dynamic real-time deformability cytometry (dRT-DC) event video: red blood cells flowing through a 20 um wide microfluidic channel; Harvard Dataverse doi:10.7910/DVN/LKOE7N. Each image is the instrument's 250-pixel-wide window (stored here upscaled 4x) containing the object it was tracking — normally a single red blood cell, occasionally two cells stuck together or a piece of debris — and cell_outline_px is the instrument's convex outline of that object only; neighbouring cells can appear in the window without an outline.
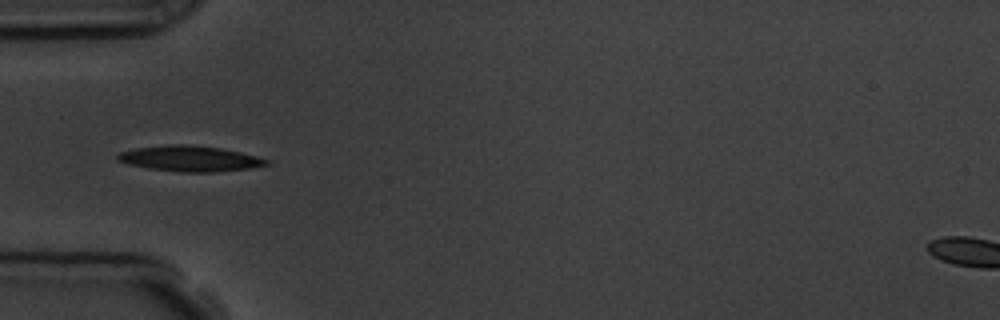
{"species": "common noctule bat (a hibernating species)", "species_latin": "Nyctalus noctula", "temperature_condition": "room temperature", "stored_images_in_passage": 2, "camera_frame_rate_fps": 3000, "um_per_image_px": 0.085, "animal": {"sex": "male", "body_mass_g": 19.5, "forearm_length_mm": 54.6}, "frame": {"image": 1, "passage_image": 1, "time_ms": 0.0, "image_size_px": [1000, 320], "cell_outline_px": [[268, 164], [248, 168], [216, 172], [184, 172], [148, 168], [128, 164], [116, 160], [116, 156], [120, 152], [136, 148], [172, 144], [184, 144], [220, 148], [240, 152], [256, 156], [268, 160]], "centroid_in_image_um": [16.1, 13.48], "position_along_channel_um": 68.9, "area_um2": 21.91}}